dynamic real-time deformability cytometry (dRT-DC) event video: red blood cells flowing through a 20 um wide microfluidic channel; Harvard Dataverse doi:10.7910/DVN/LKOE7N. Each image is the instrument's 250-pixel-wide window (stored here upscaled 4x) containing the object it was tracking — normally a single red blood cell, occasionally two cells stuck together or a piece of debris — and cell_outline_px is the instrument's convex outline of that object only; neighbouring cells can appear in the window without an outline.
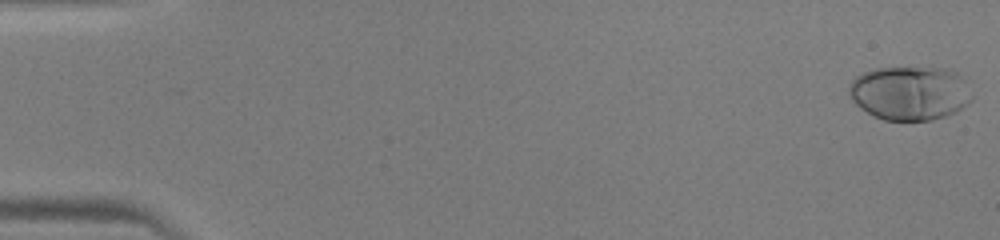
{"species": "human", "species_latin": "Homo sapiens", "temperature_condition": "warm", "stored_images_in_passage": 47, "camera_frame_rate_fps": 3000, "um_per_image_px": 0.085, "donor": {"sex": "male"}, "frame": {"image": 1, "passage_image": 1, "time_ms": 0.0, "image_size_px": [1000, 240], "cell_outline_px": [[972, 100], [968, 104], [956, 112], [932, 120], [884, 120], [860, 108], [852, 100], [848, 92], [848, 88], [852, 80], [856, 76], [864, 72], [876, 68], [948, 68], [956, 72], [964, 80], [972, 96]], "centroid_in_image_um": [77.34, 7.91], "position_along_channel_um": 7.7, "area_um2": 38.67}}
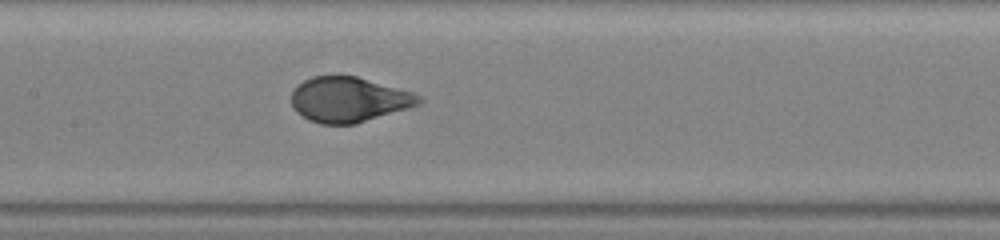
{"frame": {"image": 2, "passage_image": 24, "time_ms": 7.667, "image_size_px": [1000, 240], "cell_outline_px": [[424, 100], [420, 104], [408, 108], [356, 124], [320, 124], [308, 120], [296, 112], [292, 104], [292, 92], [304, 80], [312, 76], [356, 76], [412, 92], [420, 96]], "centroid_in_image_um": [29.65, 8.48], "position_along_channel_um": 177.8, "area_um2": 33.35}}
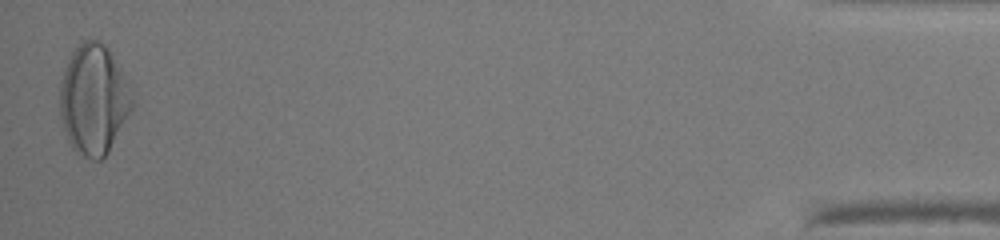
{"frame": {"image": 3, "passage_image": 47, "time_ms": 15.333, "image_size_px": [1000, 240], "cell_outline_px": [[132, 108], [108, 152], [100, 160], [92, 160], [76, 152], [72, 148], [68, 140], [60, 116], [60, 84], [68, 60], [72, 52], [84, 40], [100, 40], [112, 52], [128, 80], [132, 100]], "centroid_in_image_um": [7.96, 8.44], "position_along_channel_um": 427.2, "area_um2": 46.12}}